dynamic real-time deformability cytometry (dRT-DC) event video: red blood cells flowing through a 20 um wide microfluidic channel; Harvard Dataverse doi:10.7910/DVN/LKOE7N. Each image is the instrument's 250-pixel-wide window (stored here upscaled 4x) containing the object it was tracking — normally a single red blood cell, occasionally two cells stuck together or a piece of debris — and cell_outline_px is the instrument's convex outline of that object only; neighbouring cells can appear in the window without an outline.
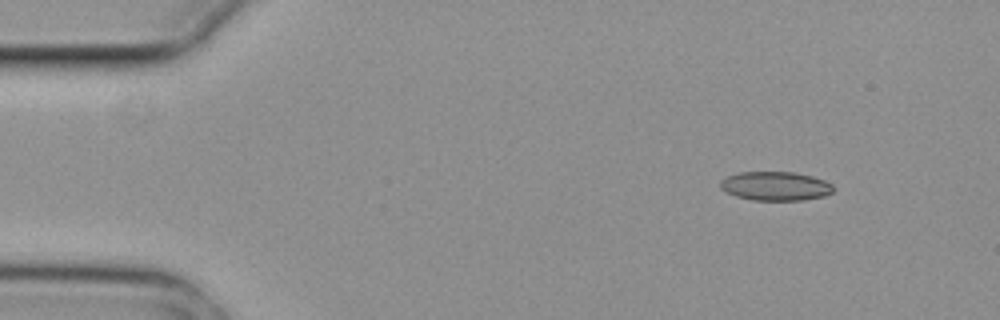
{"species": "common noctule bat (a hibernating species)", "species_latin": "Nyctalus noctula", "temperature_condition": "cold", "stored_images_in_passage": 3, "camera_frame_rate_fps": 3000, "um_per_image_px": 0.085, "animal": {"sex": "female", "body_mass_g": 29.2, "forearm_length_mm": 56.3}, "frame": {"image": 1, "passage_image": 1, "time_ms": 0.0, "image_size_px": [1000, 320], "cell_outline_px": [[832, 192], [824, 196], [804, 200], [752, 200], [736, 196], [720, 188], [720, 180], [728, 176], [740, 172], [796, 172], [812, 176], [824, 180], [832, 184]], "centroid_in_image_um": [65.91, 15.81], "position_along_channel_um": 19.1, "area_um2": 19.02}}